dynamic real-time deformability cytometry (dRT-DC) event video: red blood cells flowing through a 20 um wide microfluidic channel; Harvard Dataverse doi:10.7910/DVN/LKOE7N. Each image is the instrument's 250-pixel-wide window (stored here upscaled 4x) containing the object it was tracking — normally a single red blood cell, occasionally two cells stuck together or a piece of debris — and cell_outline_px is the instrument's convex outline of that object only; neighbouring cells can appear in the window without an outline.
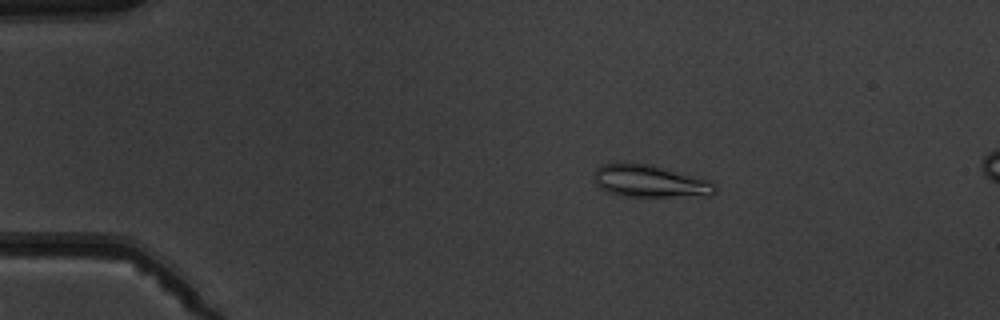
{"species": "common noctule bat (a hibernating species)", "species_latin": "Nyctalus noctula", "temperature_condition": "warm", "stored_images_in_passage": 4, "camera_frame_rate_fps": 3000, "um_per_image_px": 0.085, "animal": {"sex": "male", "body_mass_g": 19.5, "forearm_length_mm": 54.6}, "frame": {"image": 1, "passage_image": 3, "time_ms": 2.667, "image_size_px": [1000, 320], "cell_outline_px": [[716, 192], [712, 196], [624, 196], [604, 192], [596, 184], [592, 172], [600, 164], [652, 164], [708, 180], [716, 184]], "centroid_in_image_um": [55.23, 15.42], "position_along_channel_um": 29.8, "area_um2": 22.83}}